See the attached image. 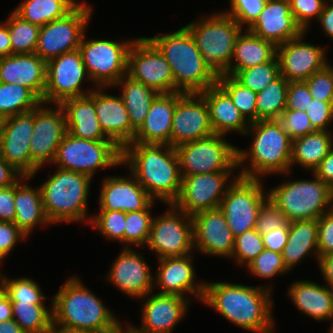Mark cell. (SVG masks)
Here are the masks:
<instances>
[{
    "instance_id": "cell-69",
    "label": "cell",
    "mask_w": 333,
    "mask_h": 333,
    "mask_svg": "<svg viewBox=\"0 0 333 333\" xmlns=\"http://www.w3.org/2000/svg\"><path fill=\"white\" fill-rule=\"evenodd\" d=\"M50 333H94V332H90V331H76V330H69V329L52 327V330H51Z\"/></svg>"
},
{
    "instance_id": "cell-30",
    "label": "cell",
    "mask_w": 333,
    "mask_h": 333,
    "mask_svg": "<svg viewBox=\"0 0 333 333\" xmlns=\"http://www.w3.org/2000/svg\"><path fill=\"white\" fill-rule=\"evenodd\" d=\"M183 92L158 94L152 101L142 125L132 143H155L171 146L172 118L177 100Z\"/></svg>"
},
{
    "instance_id": "cell-1",
    "label": "cell",
    "mask_w": 333,
    "mask_h": 333,
    "mask_svg": "<svg viewBox=\"0 0 333 333\" xmlns=\"http://www.w3.org/2000/svg\"><path fill=\"white\" fill-rule=\"evenodd\" d=\"M272 287H254L227 282L205 283L203 304L224 318L254 333H272L274 319Z\"/></svg>"
},
{
    "instance_id": "cell-6",
    "label": "cell",
    "mask_w": 333,
    "mask_h": 333,
    "mask_svg": "<svg viewBox=\"0 0 333 333\" xmlns=\"http://www.w3.org/2000/svg\"><path fill=\"white\" fill-rule=\"evenodd\" d=\"M91 180L85 174L57 167L56 172L40 185L44 210L51 224L90 222L87 202Z\"/></svg>"
},
{
    "instance_id": "cell-44",
    "label": "cell",
    "mask_w": 333,
    "mask_h": 333,
    "mask_svg": "<svg viewBox=\"0 0 333 333\" xmlns=\"http://www.w3.org/2000/svg\"><path fill=\"white\" fill-rule=\"evenodd\" d=\"M217 83L229 94L233 104L249 123L257 121L256 92L242 85L231 75H218Z\"/></svg>"
},
{
    "instance_id": "cell-51",
    "label": "cell",
    "mask_w": 333,
    "mask_h": 333,
    "mask_svg": "<svg viewBox=\"0 0 333 333\" xmlns=\"http://www.w3.org/2000/svg\"><path fill=\"white\" fill-rule=\"evenodd\" d=\"M313 99L333 102V66L329 63L304 81Z\"/></svg>"
},
{
    "instance_id": "cell-33",
    "label": "cell",
    "mask_w": 333,
    "mask_h": 333,
    "mask_svg": "<svg viewBox=\"0 0 333 333\" xmlns=\"http://www.w3.org/2000/svg\"><path fill=\"white\" fill-rule=\"evenodd\" d=\"M295 307L317 321L333 320V289L307 280L295 281L288 288Z\"/></svg>"
},
{
    "instance_id": "cell-20",
    "label": "cell",
    "mask_w": 333,
    "mask_h": 333,
    "mask_svg": "<svg viewBox=\"0 0 333 333\" xmlns=\"http://www.w3.org/2000/svg\"><path fill=\"white\" fill-rule=\"evenodd\" d=\"M305 34L277 46L280 75L288 82L306 81L329 63L324 48L303 42Z\"/></svg>"
},
{
    "instance_id": "cell-23",
    "label": "cell",
    "mask_w": 333,
    "mask_h": 333,
    "mask_svg": "<svg viewBox=\"0 0 333 333\" xmlns=\"http://www.w3.org/2000/svg\"><path fill=\"white\" fill-rule=\"evenodd\" d=\"M34 128L32 111L7 117L0 140V155L22 176L31 177L30 141Z\"/></svg>"
},
{
    "instance_id": "cell-28",
    "label": "cell",
    "mask_w": 333,
    "mask_h": 333,
    "mask_svg": "<svg viewBox=\"0 0 333 333\" xmlns=\"http://www.w3.org/2000/svg\"><path fill=\"white\" fill-rule=\"evenodd\" d=\"M123 176L105 177L99 196L100 210L134 212L145 209L153 199L130 173Z\"/></svg>"
},
{
    "instance_id": "cell-58",
    "label": "cell",
    "mask_w": 333,
    "mask_h": 333,
    "mask_svg": "<svg viewBox=\"0 0 333 333\" xmlns=\"http://www.w3.org/2000/svg\"><path fill=\"white\" fill-rule=\"evenodd\" d=\"M312 99L309 88L304 81L289 82L285 109L306 112Z\"/></svg>"
},
{
    "instance_id": "cell-73",
    "label": "cell",
    "mask_w": 333,
    "mask_h": 333,
    "mask_svg": "<svg viewBox=\"0 0 333 333\" xmlns=\"http://www.w3.org/2000/svg\"><path fill=\"white\" fill-rule=\"evenodd\" d=\"M2 287V274H0V289Z\"/></svg>"
},
{
    "instance_id": "cell-32",
    "label": "cell",
    "mask_w": 333,
    "mask_h": 333,
    "mask_svg": "<svg viewBox=\"0 0 333 333\" xmlns=\"http://www.w3.org/2000/svg\"><path fill=\"white\" fill-rule=\"evenodd\" d=\"M66 116L67 132L86 140H110L103 132L94 107V90L59 104Z\"/></svg>"
},
{
    "instance_id": "cell-5",
    "label": "cell",
    "mask_w": 333,
    "mask_h": 333,
    "mask_svg": "<svg viewBox=\"0 0 333 333\" xmlns=\"http://www.w3.org/2000/svg\"><path fill=\"white\" fill-rule=\"evenodd\" d=\"M165 56L174 77V92L201 93L217 83L218 75L205 62L184 26L173 33L147 37Z\"/></svg>"
},
{
    "instance_id": "cell-16",
    "label": "cell",
    "mask_w": 333,
    "mask_h": 333,
    "mask_svg": "<svg viewBox=\"0 0 333 333\" xmlns=\"http://www.w3.org/2000/svg\"><path fill=\"white\" fill-rule=\"evenodd\" d=\"M86 77L89 80L79 49L48 61L43 104H60L68 98L88 95L92 90L86 93L81 88Z\"/></svg>"
},
{
    "instance_id": "cell-48",
    "label": "cell",
    "mask_w": 333,
    "mask_h": 333,
    "mask_svg": "<svg viewBox=\"0 0 333 333\" xmlns=\"http://www.w3.org/2000/svg\"><path fill=\"white\" fill-rule=\"evenodd\" d=\"M265 249L262 235L255 228L235 237L234 250L231 257L237 264L249 265Z\"/></svg>"
},
{
    "instance_id": "cell-57",
    "label": "cell",
    "mask_w": 333,
    "mask_h": 333,
    "mask_svg": "<svg viewBox=\"0 0 333 333\" xmlns=\"http://www.w3.org/2000/svg\"><path fill=\"white\" fill-rule=\"evenodd\" d=\"M318 253L319 257L333 253V208L318 219Z\"/></svg>"
},
{
    "instance_id": "cell-11",
    "label": "cell",
    "mask_w": 333,
    "mask_h": 333,
    "mask_svg": "<svg viewBox=\"0 0 333 333\" xmlns=\"http://www.w3.org/2000/svg\"><path fill=\"white\" fill-rule=\"evenodd\" d=\"M82 38L79 50L86 72L95 87L114 86L127 74L128 51L135 39L122 41L86 40Z\"/></svg>"
},
{
    "instance_id": "cell-60",
    "label": "cell",
    "mask_w": 333,
    "mask_h": 333,
    "mask_svg": "<svg viewBox=\"0 0 333 333\" xmlns=\"http://www.w3.org/2000/svg\"><path fill=\"white\" fill-rule=\"evenodd\" d=\"M14 184L0 188V221L14 222Z\"/></svg>"
},
{
    "instance_id": "cell-55",
    "label": "cell",
    "mask_w": 333,
    "mask_h": 333,
    "mask_svg": "<svg viewBox=\"0 0 333 333\" xmlns=\"http://www.w3.org/2000/svg\"><path fill=\"white\" fill-rule=\"evenodd\" d=\"M267 0H230V11L225 12L242 27L248 28L258 17Z\"/></svg>"
},
{
    "instance_id": "cell-72",
    "label": "cell",
    "mask_w": 333,
    "mask_h": 333,
    "mask_svg": "<svg viewBox=\"0 0 333 333\" xmlns=\"http://www.w3.org/2000/svg\"><path fill=\"white\" fill-rule=\"evenodd\" d=\"M6 255L3 253V251L0 249V264L5 259Z\"/></svg>"
},
{
    "instance_id": "cell-34",
    "label": "cell",
    "mask_w": 333,
    "mask_h": 333,
    "mask_svg": "<svg viewBox=\"0 0 333 333\" xmlns=\"http://www.w3.org/2000/svg\"><path fill=\"white\" fill-rule=\"evenodd\" d=\"M22 179L29 180L31 177L22 176L14 184L15 220L13 223L29 236L38 224L47 226L51 222L44 210L40 187L32 188Z\"/></svg>"
},
{
    "instance_id": "cell-36",
    "label": "cell",
    "mask_w": 333,
    "mask_h": 333,
    "mask_svg": "<svg viewBox=\"0 0 333 333\" xmlns=\"http://www.w3.org/2000/svg\"><path fill=\"white\" fill-rule=\"evenodd\" d=\"M318 253L317 219L291 221L289 223L288 240L282 251L283 263L288 271L310 253Z\"/></svg>"
},
{
    "instance_id": "cell-62",
    "label": "cell",
    "mask_w": 333,
    "mask_h": 333,
    "mask_svg": "<svg viewBox=\"0 0 333 333\" xmlns=\"http://www.w3.org/2000/svg\"><path fill=\"white\" fill-rule=\"evenodd\" d=\"M313 174L333 190V149L323 158Z\"/></svg>"
},
{
    "instance_id": "cell-74",
    "label": "cell",
    "mask_w": 333,
    "mask_h": 333,
    "mask_svg": "<svg viewBox=\"0 0 333 333\" xmlns=\"http://www.w3.org/2000/svg\"><path fill=\"white\" fill-rule=\"evenodd\" d=\"M332 322V326H331V329L329 330V333H333V321H331Z\"/></svg>"
},
{
    "instance_id": "cell-9",
    "label": "cell",
    "mask_w": 333,
    "mask_h": 333,
    "mask_svg": "<svg viewBox=\"0 0 333 333\" xmlns=\"http://www.w3.org/2000/svg\"><path fill=\"white\" fill-rule=\"evenodd\" d=\"M121 161L122 149L112 140H86L67 132L57 148L52 164L93 178L96 170L120 166Z\"/></svg>"
},
{
    "instance_id": "cell-59",
    "label": "cell",
    "mask_w": 333,
    "mask_h": 333,
    "mask_svg": "<svg viewBox=\"0 0 333 333\" xmlns=\"http://www.w3.org/2000/svg\"><path fill=\"white\" fill-rule=\"evenodd\" d=\"M27 237L13 222L0 221V249L6 256Z\"/></svg>"
},
{
    "instance_id": "cell-49",
    "label": "cell",
    "mask_w": 333,
    "mask_h": 333,
    "mask_svg": "<svg viewBox=\"0 0 333 333\" xmlns=\"http://www.w3.org/2000/svg\"><path fill=\"white\" fill-rule=\"evenodd\" d=\"M125 218L126 212L123 211L100 210L89 223L107 239L124 244Z\"/></svg>"
},
{
    "instance_id": "cell-64",
    "label": "cell",
    "mask_w": 333,
    "mask_h": 333,
    "mask_svg": "<svg viewBox=\"0 0 333 333\" xmlns=\"http://www.w3.org/2000/svg\"><path fill=\"white\" fill-rule=\"evenodd\" d=\"M318 21L322 26L323 31L325 34L333 39V0L332 4L328 3L327 1L324 4L323 11L319 15Z\"/></svg>"
},
{
    "instance_id": "cell-71",
    "label": "cell",
    "mask_w": 333,
    "mask_h": 333,
    "mask_svg": "<svg viewBox=\"0 0 333 333\" xmlns=\"http://www.w3.org/2000/svg\"><path fill=\"white\" fill-rule=\"evenodd\" d=\"M6 121L7 117L5 115L0 114V140L5 129Z\"/></svg>"
},
{
    "instance_id": "cell-68",
    "label": "cell",
    "mask_w": 333,
    "mask_h": 333,
    "mask_svg": "<svg viewBox=\"0 0 333 333\" xmlns=\"http://www.w3.org/2000/svg\"><path fill=\"white\" fill-rule=\"evenodd\" d=\"M0 333H25L14 319L0 322Z\"/></svg>"
},
{
    "instance_id": "cell-19",
    "label": "cell",
    "mask_w": 333,
    "mask_h": 333,
    "mask_svg": "<svg viewBox=\"0 0 333 333\" xmlns=\"http://www.w3.org/2000/svg\"><path fill=\"white\" fill-rule=\"evenodd\" d=\"M213 134L204 97L200 93H184L177 100L173 113L171 146L175 148Z\"/></svg>"
},
{
    "instance_id": "cell-7",
    "label": "cell",
    "mask_w": 333,
    "mask_h": 333,
    "mask_svg": "<svg viewBox=\"0 0 333 333\" xmlns=\"http://www.w3.org/2000/svg\"><path fill=\"white\" fill-rule=\"evenodd\" d=\"M185 27L205 62L217 75L224 74L230 67L236 40L244 28L224 11L204 16Z\"/></svg>"
},
{
    "instance_id": "cell-26",
    "label": "cell",
    "mask_w": 333,
    "mask_h": 333,
    "mask_svg": "<svg viewBox=\"0 0 333 333\" xmlns=\"http://www.w3.org/2000/svg\"><path fill=\"white\" fill-rule=\"evenodd\" d=\"M192 257L189 254L183 257L158 259V270H156V276H154V284H157L156 286H159L160 289L157 293L177 294L183 297L192 293L202 301L205 283L195 282L196 271L193 267Z\"/></svg>"
},
{
    "instance_id": "cell-22",
    "label": "cell",
    "mask_w": 333,
    "mask_h": 333,
    "mask_svg": "<svg viewBox=\"0 0 333 333\" xmlns=\"http://www.w3.org/2000/svg\"><path fill=\"white\" fill-rule=\"evenodd\" d=\"M106 277L124 294L137 299L153 292L155 287L150 266L142 254L131 247H124Z\"/></svg>"
},
{
    "instance_id": "cell-21",
    "label": "cell",
    "mask_w": 333,
    "mask_h": 333,
    "mask_svg": "<svg viewBox=\"0 0 333 333\" xmlns=\"http://www.w3.org/2000/svg\"><path fill=\"white\" fill-rule=\"evenodd\" d=\"M193 222V247L206 255L230 257L234 250L235 237L227 219L219 209L195 213Z\"/></svg>"
},
{
    "instance_id": "cell-63",
    "label": "cell",
    "mask_w": 333,
    "mask_h": 333,
    "mask_svg": "<svg viewBox=\"0 0 333 333\" xmlns=\"http://www.w3.org/2000/svg\"><path fill=\"white\" fill-rule=\"evenodd\" d=\"M22 175L0 155V188L15 184Z\"/></svg>"
},
{
    "instance_id": "cell-35",
    "label": "cell",
    "mask_w": 333,
    "mask_h": 333,
    "mask_svg": "<svg viewBox=\"0 0 333 333\" xmlns=\"http://www.w3.org/2000/svg\"><path fill=\"white\" fill-rule=\"evenodd\" d=\"M276 57L277 46L274 43L245 29L236 40L232 62L224 74L234 76L240 70L273 61Z\"/></svg>"
},
{
    "instance_id": "cell-3",
    "label": "cell",
    "mask_w": 333,
    "mask_h": 333,
    "mask_svg": "<svg viewBox=\"0 0 333 333\" xmlns=\"http://www.w3.org/2000/svg\"><path fill=\"white\" fill-rule=\"evenodd\" d=\"M51 303L52 324L56 328L115 333L122 324L77 276L65 281Z\"/></svg>"
},
{
    "instance_id": "cell-47",
    "label": "cell",
    "mask_w": 333,
    "mask_h": 333,
    "mask_svg": "<svg viewBox=\"0 0 333 333\" xmlns=\"http://www.w3.org/2000/svg\"><path fill=\"white\" fill-rule=\"evenodd\" d=\"M3 291L8 295L11 302L44 303L48 297L41 292L40 286L29 277L8 279L2 275Z\"/></svg>"
},
{
    "instance_id": "cell-38",
    "label": "cell",
    "mask_w": 333,
    "mask_h": 333,
    "mask_svg": "<svg viewBox=\"0 0 333 333\" xmlns=\"http://www.w3.org/2000/svg\"><path fill=\"white\" fill-rule=\"evenodd\" d=\"M115 86H123L120 95L129 113L131 125L137 130L144 122L152 101L159 93L142 82L132 79L127 74Z\"/></svg>"
},
{
    "instance_id": "cell-14",
    "label": "cell",
    "mask_w": 333,
    "mask_h": 333,
    "mask_svg": "<svg viewBox=\"0 0 333 333\" xmlns=\"http://www.w3.org/2000/svg\"><path fill=\"white\" fill-rule=\"evenodd\" d=\"M168 211L153 217L151 230L146 245L158 259L183 257L192 253L193 222L191 215L168 204Z\"/></svg>"
},
{
    "instance_id": "cell-46",
    "label": "cell",
    "mask_w": 333,
    "mask_h": 333,
    "mask_svg": "<svg viewBox=\"0 0 333 333\" xmlns=\"http://www.w3.org/2000/svg\"><path fill=\"white\" fill-rule=\"evenodd\" d=\"M280 75L279 61L276 57L257 66L238 71L234 77L253 92H261Z\"/></svg>"
},
{
    "instance_id": "cell-27",
    "label": "cell",
    "mask_w": 333,
    "mask_h": 333,
    "mask_svg": "<svg viewBox=\"0 0 333 333\" xmlns=\"http://www.w3.org/2000/svg\"><path fill=\"white\" fill-rule=\"evenodd\" d=\"M99 89V90H96ZM94 89V107L104 134L120 149L132 143L136 130L132 127L129 113L121 96L106 94L102 89Z\"/></svg>"
},
{
    "instance_id": "cell-56",
    "label": "cell",
    "mask_w": 333,
    "mask_h": 333,
    "mask_svg": "<svg viewBox=\"0 0 333 333\" xmlns=\"http://www.w3.org/2000/svg\"><path fill=\"white\" fill-rule=\"evenodd\" d=\"M306 113L314 130L328 131V125L333 120V102L312 99Z\"/></svg>"
},
{
    "instance_id": "cell-53",
    "label": "cell",
    "mask_w": 333,
    "mask_h": 333,
    "mask_svg": "<svg viewBox=\"0 0 333 333\" xmlns=\"http://www.w3.org/2000/svg\"><path fill=\"white\" fill-rule=\"evenodd\" d=\"M326 0H289L291 12L296 23L307 32L311 20L317 18L323 11Z\"/></svg>"
},
{
    "instance_id": "cell-37",
    "label": "cell",
    "mask_w": 333,
    "mask_h": 333,
    "mask_svg": "<svg viewBox=\"0 0 333 333\" xmlns=\"http://www.w3.org/2000/svg\"><path fill=\"white\" fill-rule=\"evenodd\" d=\"M328 131H317L292 140L291 167H301L313 171L323 158L333 149V134Z\"/></svg>"
},
{
    "instance_id": "cell-13",
    "label": "cell",
    "mask_w": 333,
    "mask_h": 333,
    "mask_svg": "<svg viewBox=\"0 0 333 333\" xmlns=\"http://www.w3.org/2000/svg\"><path fill=\"white\" fill-rule=\"evenodd\" d=\"M219 209L227 219L234 237L255 228L259 210L269 198L263 192L260 178H246L237 175L229 182ZM265 193V194H264Z\"/></svg>"
},
{
    "instance_id": "cell-43",
    "label": "cell",
    "mask_w": 333,
    "mask_h": 333,
    "mask_svg": "<svg viewBox=\"0 0 333 333\" xmlns=\"http://www.w3.org/2000/svg\"><path fill=\"white\" fill-rule=\"evenodd\" d=\"M7 19L4 23L8 26L12 54L35 53L40 26L22 19L14 11Z\"/></svg>"
},
{
    "instance_id": "cell-17",
    "label": "cell",
    "mask_w": 333,
    "mask_h": 333,
    "mask_svg": "<svg viewBox=\"0 0 333 333\" xmlns=\"http://www.w3.org/2000/svg\"><path fill=\"white\" fill-rule=\"evenodd\" d=\"M44 107L41 103L34 109V128L30 141L31 177L46 163L54 161L61 140L67 133L66 116L63 108L55 104Z\"/></svg>"
},
{
    "instance_id": "cell-25",
    "label": "cell",
    "mask_w": 333,
    "mask_h": 333,
    "mask_svg": "<svg viewBox=\"0 0 333 333\" xmlns=\"http://www.w3.org/2000/svg\"><path fill=\"white\" fill-rule=\"evenodd\" d=\"M246 29L276 46L304 33L295 21L289 0H267L258 17Z\"/></svg>"
},
{
    "instance_id": "cell-24",
    "label": "cell",
    "mask_w": 333,
    "mask_h": 333,
    "mask_svg": "<svg viewBox=\"0 0 333 333\" xmlns=\"http://www.w3.org/2000/svg\"><path fill=\"white\" fill-rule=\"evenodd\" d=\"M151 294L139 298L145 301L141 327L131 326L139 333H172L175 325L186 316L190 300L177 294Z\"/></svg>"
},
{
    "instance_id": "cell-15",
    "label": "cell",
    "mask_w": 333,
    "mask_h": 333,
    "mask_svg": "<svg viewBox=\"0 0 333 333\" xmlns=\"http://www.w3.org/2000/svg\"><path fill=\"white\" fill-rule=\"evenodd\" d=\"M127 75L159 94L174 92V77L170 65L147 37L135 38L130 46Z\"/></svg>"
},
{
    "instance_id": "cell-10",
    "label": "cell",
    "mask_w": 333,
    "mask_h": 333,
    "mask_svg": "<svg viewBox=\"0 0 333 333\" xmlns=\"http://www.w3.org/2000/svg\"><path fill=\"white\" fill-rule=\"evenodd\" d=\"M181 176L194 174L233 172L237 169V147L223 135L187 142L175 147Z\"/></svg>"
},
{
    "instance_id": "cell-31",
    "label": "cell",
    "mask_w": 333,
    "mask_h": 333,
    "mask_svg": "<svg viewBox=\"0 0 333 333\" xmlns=\"http://www.w3.org/2000/svg\"><path fill=\"white\" fill-rule=\"evenodd\" d=\"M209 108L214 134L226 136L231 131L245 135L250 123L233 104L229 94L218 84L200 93Z\"/></svg>"
},
{
    "instance_id": "cell-4",
    "label": "cell",
    "mask_w": 333,
    "mask_h": 333,
    "mask_svg": "<svg viewBox=\"0 0 333 333\" xmlns=\"http://www.w3.org/2000/svg\"><path fill=\"white\" fill-rule=\"evenodd\" d=\"M249 133L254 136L250 149L237 148V167L243 166L239 176L259 179L270 173L291 172L292 139L278 119L252 122L245 135ZM247 160L250 166L245 168L242 164Z\"/></svg>"
},
{
    "instance_id": "cell-8",
    "label": "cell",
    "mask_w": 333,
    "mask_h": 333,
    "mask_svg": "<svg viewBox=\"0 0 333 333\" xmlns=\"http://www.w3.org/2000/svg\"><path fill=\"white\" fill-rule=\"evenodd\" d=\"M284 181L267 191L269 199L291 221L318 219L333 208V190L319 177Z\"/></svg>"
},
{
    "instance_id": "cell-12",
    "label": "cell",
    "mask_w": 333,
    "mask_h": 333,
    "mask_svg": "<svg viewBox=\"0 0 333 333\" xmlns=\"http://www.w3.org/2000/svg\"><path fill=\"white\" fill-rule=\"evenodd\" d=\"M93 8L78 3L64 17L40 27L35 53L46 63L63 53L79 49Z\"/></svg>"
},
{
    "instance_id": "cell-52",
    "label": "cell",
    "mask_w": 333,
    "mask_h": 333,
    "mask_svg": "<svg viewBox=\"0 0 333 333\" xmlns=\"http://www.w3.org/2000/svg\"><path fill=\"white\" fill-rule=\"evenodd\" d=\"M289 223L280 209L268 198L259 210L255 229L260 235H264L277 228H289Z\"/></svg>"
},
{
    "instance_id": "cell-65",
    "label": "cell",
    "mask_w": 333,
    "mask_h": 333,
    "mask_svg": "<svg viewBox=\"0 0 333 333\" xmlns=\"http://www.w3.org/2000/svg\"><path fill=\"white\" fill-rule=\"evenodd\" d=\"M318 265L326 285L333 289V253L318 257Z\"/></svg>"
},
{
    "instance_id": "cell-50",
    "label": "cell",
    "mask_w": 333,
    "mask_h": 333,
    "mask_svg": "<svg viewBox=\"0 0 333 333\" xmlns=\"http://www.w3.org/2000/svg\"><path fill=\"white\" fill-rule=\"evenodd\" d=\"M246 267L250 273L264 279L289 272L283 263L282 254L266 248Z\"/></svg>"
},
{
    "instance_id": "cell-18",
    "label": "cell",
    "mask_w": 333,
    "mask_h": 333,
    "mask_svg": "<svg viewBox=\"0 0 333 333\" xmlns=\"http://www.w3.org/2000/svg\"><path fill=\"white\" fill-rule=\"evenodd\" d=\"M231 174L233 172L181 176V191L173 204L191 216L200 211L219 208L229 187L228 179Z\"/></svg>"
},
{
    "instance_id": "cell-45",
    "label": "cell",
    "mask_w": 333,
    "mask_h": 333,
    "mask_svg": "<svg viewBox=\"0 0 333 333\" xmlns=\"http://www.w3.org/2000/svg\"><path fill=\"white\" fill-rule=\"evenodd\" d=\"M154 200L143 210L126 212L124 243L126 247L146 245L151 230L153 216L150 209Z\"/></svg>"
},
{
    "instance_id": "cell-67",
    "label": "cell",
    "mask_w": 333,
    "mask_h": 333,
    "mask_svg": "<svg viewBox=\"0 0 333 333\" xmlns=\"http://www.w3.org/2000/svg\"><path fill=\"white\" fill-rule=\"evenodd\" d=\"M13 319V311L10 298L0 289V322Z\"/></svg>"
},
{
    "instance_id": "cell-54",
    "label": "cell",
    "mask_w": 333,
    "mask_h": 333,
    "mask_svg": "<svg viewBox=\"0 0 333 333\" xmlns=\"http://www.w3.org/2000/svg\"><path fill=\"white\" fill-rule=\"evenodd\" d=\"M278 120L292 140L315 131L307 113L303 111L285 109Z\"/></svg>"
},
{
    "instance_id": "cell-61",
    "label": "cell",
    "mask_w": 333,
    "mask_h": 333,
    "mask_svg": "<svg viewBox=\"0 0 333 333\" xmlns=\"http://www.w3.org/2000/svg\"><path fill=\"white\" fill-rule=\"evenodd\" d=\"M289 235V228H277L269 233L262 235L266 249L276 253H282Z\"/></svg>"
},
{
    "instance_id": "cell-2",
    "label": "cell",
    "mask_w": 333,
    "mask_h": 333,
    "mask_svg": "<svg viewBox=\"0 0 333 333\" xmlns=\"http://www.w3.org/2000/svg\"><path fill=\"white\" fill-rule=\"evenodd\" d=\"M121 164L156 201L173 204L181 191L182 177L176 149L166 144L130 143L122 149Z\"/></svg>"
},
{
    "instance_id": "cell-41",
    "label": "cell",
    "mask_w": 333,
    "mask_h": 333,
    "mask_svg": "<svg viewBox=\"0 0 333 333\" xmlns=\"http://www.w3.org/2000/svg\"><path fill=\"white\" fill-rule=\"evenodd\" d=\"M289 82L281 75L257 93V121L279 119L286 107Z\"/></svg>"
},
{
    "instance_id": "cell-29",
    "label": "cell",
    "mask_w": 333,
    "mask_h": 333,
    "mask_svg": "<svg viewBox=\"0 0 333 333\" xmlns=\"http://www.w3.org/2000/svg\"><path fill=\"white\" fill-rule=\"evenodd\" d=\"M47 63L36 53L12 54L0 58V82L24 86L43 103Z\"/></svg>"
},
{
    "instance_id": "cell-66",
    "label": "cell",
    "mask_w": 333,
    "mask_h": 333,
    "mask_svg": "<svg viewBox=\"0 0 333 333\" xmlns=\"http://www.w3.org/2000/svg\"><path fill=\"white\" fill-rule=\"evenodd\" d=\"M12 55L11 39L9 37L8 26L0 23V58Z\"/></svg>"
},
{
    "instance_id": "cell-70",
    "label": "cell",
    "mask_w": 333,
    "mask_h": 333,
    "mask_svg": "<svg viewBox=\"0 0 333 333\" xmlns=\"http://www.w3.org/2000/svg\"><path fill=\"white\" fill-rule=\"evenodd\" d=\"M123 327L124 326L121 324L115 333H139L130 324L126 326V329H124Z\"/></svg>"
},
{
    "instance_id": "cell-39",
    "label": "cell",
    "mask_w": 333,
    "mask_h": 333,
    "mask_svg": "<svg viewBox=\"0 0 333 333\" xmlns=\"http://www.w3.org/2000/svg\"><path fill=\"white\" fill-rule=\"evenodd\" d=\"M78 3L76 0H23L13 11L22 19L41 27L64 17Z\"/></svg>"
},
{
    "instance_id": "cell-42",
    "label": "cell",
    "mask_w": 333,
    "mask_h": 333,
    "mask_svg": "<svg viewBox=\"0 0 333 333\" xmlns=\"http://www.w3.org/2000/svg\"><path fill=\"white\" fill-rule=\"evenodd\" d=\"M42 101L28 88L0 82V114L6 117L26 113L37 108Z\"/></svg>"
},
{
    "instance_id": "cell-40",
    "label": "cell",
    "mask_w": 333,
    "mask_h": 333,
    "mask_svg": "<svg viewBox=\"0 0 333 333\" xmlns=\"http://www.w3.org/2000/svg\"><path fill=\"white\" fill-rule=\"evenodd\" d=\"M13 319L25 333H50L52 308L45 303L11 302Z\"/></svg>"
}]
</instances>
